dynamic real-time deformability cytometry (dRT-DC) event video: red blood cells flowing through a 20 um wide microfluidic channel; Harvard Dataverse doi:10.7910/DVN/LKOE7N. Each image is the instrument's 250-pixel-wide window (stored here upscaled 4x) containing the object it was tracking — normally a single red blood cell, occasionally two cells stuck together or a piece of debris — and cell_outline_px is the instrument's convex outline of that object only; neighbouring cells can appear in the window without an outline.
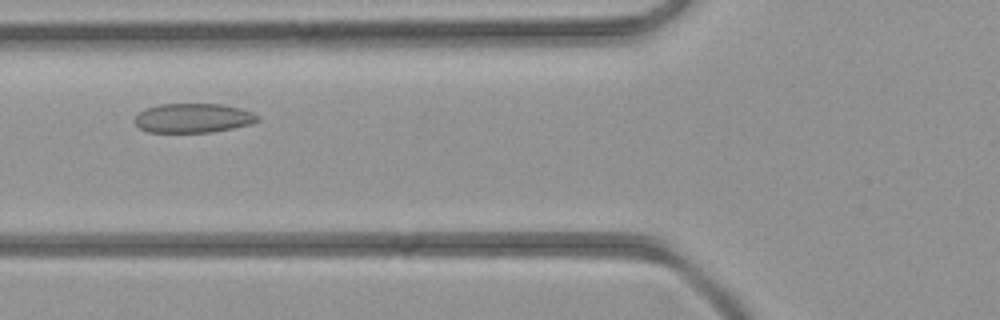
{"species": "common noctule bat (a hibernating species)", "species_latin": "Nyctalus noctula", "temperature_condition": "room temperature", "stored_images_in_passage": 37, "camera_frame_rate_fps": 3000, "um_per_image_px": 0.085, "animal": {"sex": "female", "body_mass_g": 21.9}, "frame": {"image": 1, "passage_image": 10, "time_ms": 3.0, "image_size_px": [1000, 320], "cell_outline_px": [[260, 120], [252, 124], [212, 132], [148, 132], [140, 128], [136, 124], [136, 116], [140, 112], [148, 108], [160, 104], [224, 104], [240, 108], [252, 112], [260, 116]], "centroid_in_image_um": [16.48, 10.03], "position_along_channel_um": 109.3, "area_um2": 20.92}}
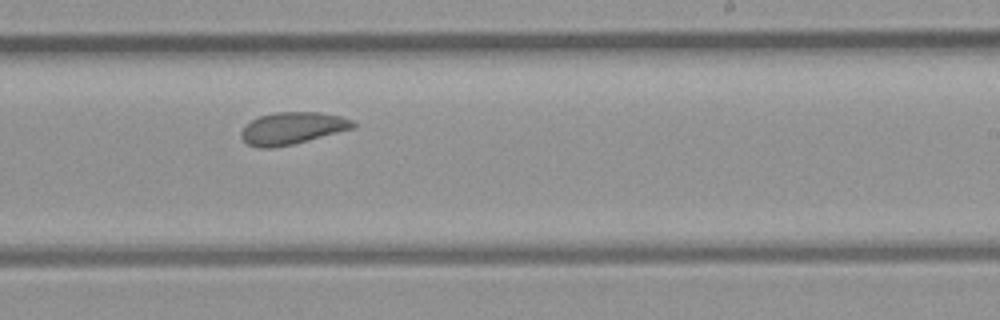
{"frame": {"image": 2, "passage_image": 20, "time_ms": 6.333, "image_size_px": [1000, 320], "cell_outline_px": [[356, 124], [352, 128], [308, 140], [292, 144], [272, 148], [260, 148], [248, 144], [240, 136], [240, 132], [244, 124], [260, 116], [276, 112], [320, 112], [340, 116], [352, 120]], "centroid_in_image_um": [24.79, 10.89], "position_along_channel_um": 264.2, "area_um2": 20.75}}
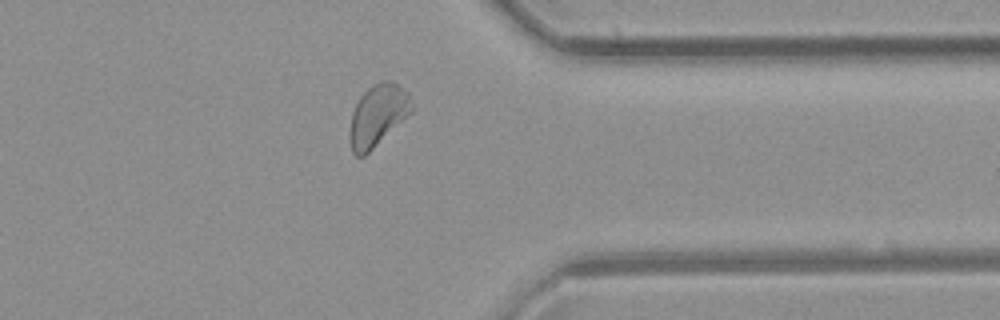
{"frame": {"image": 3, "passage_image": 28, "time_ms": 9.0, "image_size_px": [1000, 320], "cell_outline_px": [[412, 112], [364, 156], [356, 156], [352, 152], [348, 136], [348, 132], [352, 112], [360, 96], [372, 84], [380, 80], [392, 80], [408, 92], [412, 108]], "centroid_in_image_um": [32.08, 9.79], "position_along_channel_um": 379.3, "area_um2": 22.25}}